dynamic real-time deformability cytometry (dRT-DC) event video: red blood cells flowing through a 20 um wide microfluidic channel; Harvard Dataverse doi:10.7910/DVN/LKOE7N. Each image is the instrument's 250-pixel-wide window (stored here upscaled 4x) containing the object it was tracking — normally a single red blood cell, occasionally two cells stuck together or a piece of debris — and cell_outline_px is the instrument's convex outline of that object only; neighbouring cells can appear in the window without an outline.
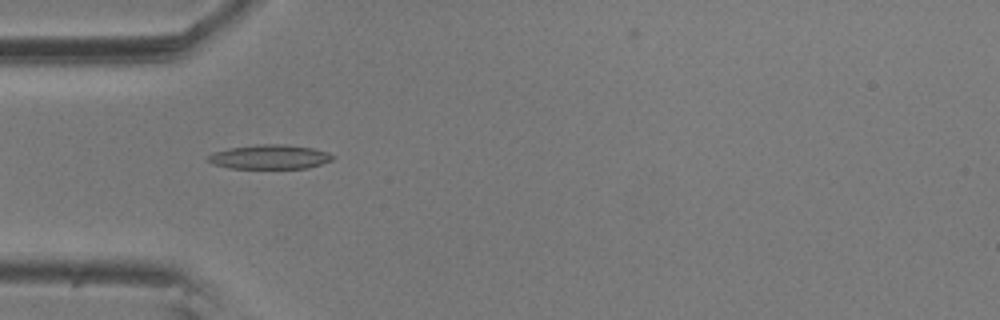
{"species": "common noctule bat (a hibernating species)", "species_latin": "Nyctalus noctula", "temperature_condition": "room temperature", "stored_images_in_passage": 2, "camera_frame_rate_fps": 3000, "um_per_image_px": 0.085, "animal": {"sex": "male", "body_mass_g": 20.5, "forearm_length_mm": 52.5}, "frame": {"image": 1, "passage_image": 1, "time_ms": 0.0, "image_size_px": [1000, 320], "cell_outline_px": [[336, 156], [332, 160], [308, 168], [228, 168], [212, 164], [204, 160], [212, 152], [228, 148], [256, 144], [284, 144], [312, 148], [328, 152]], "centroid_in_image_um": [22.88, 13.33], "position_along_channel_um": 62.1, "area_um2": 17.86}}
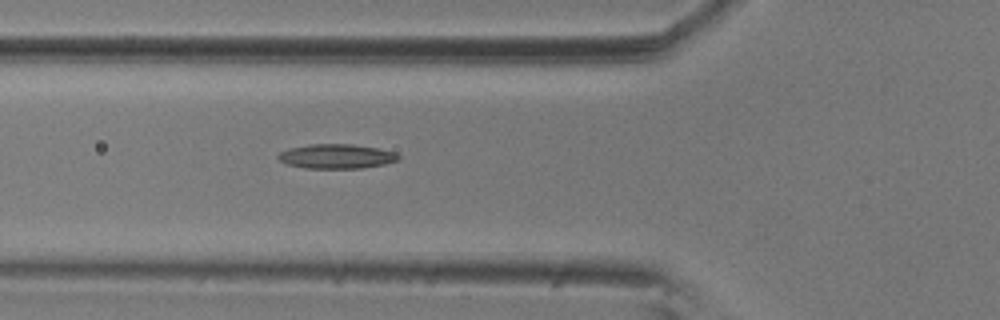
{"frame": {"image": 2, "passage_image": 2, "time_ms": 0.333, "image_size_px": [1000, 320], "cell_outline_px": [[400, 156], [396, 160], [384, 164], [364, 168], [304, 168], [288, 164], [280, 160], [276, 156], [280, 152], [288, 148], [308, 144], [352, 144], [376, 148], [396, 152]], "centroid_in_image_um": [28.58, 13.28], "position_along_channel_um": 97.2, "area_um2": 17.11}}